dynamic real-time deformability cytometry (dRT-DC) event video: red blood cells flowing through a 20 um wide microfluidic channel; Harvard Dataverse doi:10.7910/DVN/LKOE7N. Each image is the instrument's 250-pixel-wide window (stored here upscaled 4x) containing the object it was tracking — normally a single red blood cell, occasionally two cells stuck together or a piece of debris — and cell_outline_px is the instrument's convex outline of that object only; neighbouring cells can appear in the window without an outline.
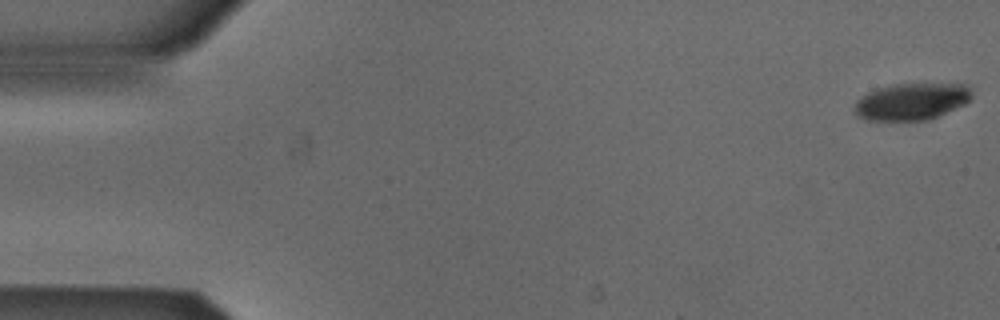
{"species": "Egyptian fruit bat (a non-hibernating species)", "species_latin": "Rousettus aegyptiacus", "temperature_condition": "cold", "stored_images_in_passage": 53, "camera_frame_rate_fps": 3000, "um_per_image_px": 0.085, "animal": {"sex": "male"}, "frame": {"image": 1, "passage_image": 1, "time_ms": 0.0, "image_size_px": [1000, 320], "cell_outline_px": [[972, 96], [964, 104], [928, 120], [868, 120], [856, 116], [856, 100], [868, 92], [876, 88], [892, 84], [968, 84], [972, 88]], "centroid_in_image_um": [77.49, 8.62], "position_along_channel_um": 7.5, "area_um2": 25.09}}
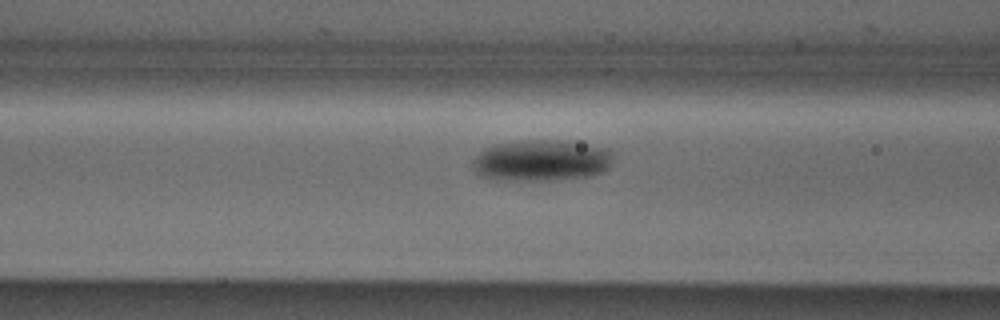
{"frame": {"image": 2, "passage_image": 21, "time_ms": 6.667, "image_size_px": [1000, 320], "cell_outline_px": [[612, 164], [608, 168], [600, 172], [588, 176], [552, 180], [488, 180], [480, 176], [472, 168], [472, 160], [484, 148], [496, 144], [524, 140], [556, 140], [608, 148], [612, 152]], "centroid_in_image_um": [45.96, 13.65], "position_along_channel_um": 120.6, "area_um2": 33.93}}
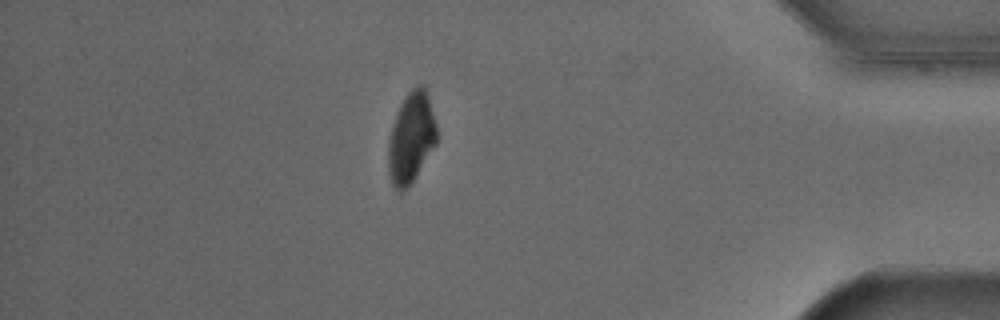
{"frame": {"image": 3, "passage_image": 46, "time_ms": 15.0, "image_size_px": [1000, 320], "cell_outline_px": [[436, 144], [412, 184], [408, 188], [400, 192], [392, 184], [388, 172], [388, 144], [392, 124], [400, 104], [408, 92], [412, 88], [420, 84], [424, 84], [428, 96], [436, 124]], "centroid_in_image_um": [34.94, 11.73], "position_along_channel_um": 400.3, "area_um2": 25.72}, "authors_computed_cell_mechanics": {"area_um2": 29.1312, "velocity_mm_per_s": 3.8483, "shape_relaxation_time_tau1_ms": 3.8734, "shape_relaxation_time_tau2_ms": null, "deformation_change_tau1": 0.1098, "deformation_change_tau2": null}}